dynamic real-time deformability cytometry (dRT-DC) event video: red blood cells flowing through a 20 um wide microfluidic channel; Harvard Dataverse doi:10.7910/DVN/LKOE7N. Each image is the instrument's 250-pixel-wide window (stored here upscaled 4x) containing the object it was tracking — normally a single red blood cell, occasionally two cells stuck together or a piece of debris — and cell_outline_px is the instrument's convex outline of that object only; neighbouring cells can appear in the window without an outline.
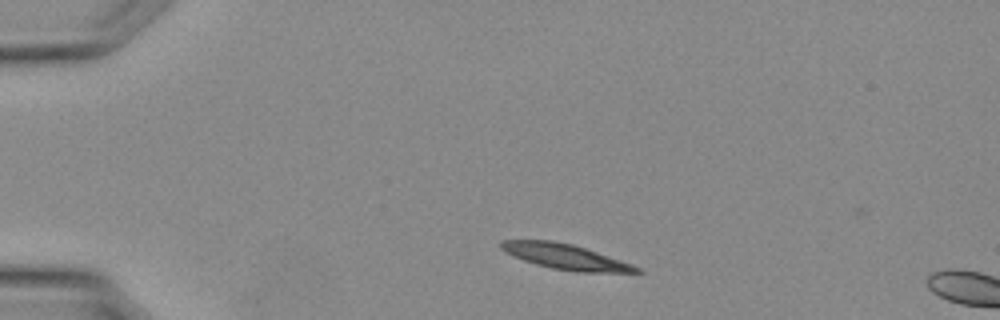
{"species": "Egyptian fruit bat (a non-hibernating species)", "species_latin": "Rousettus aegyptiacus", "temperature_condition": "warm", "stored_images_in_passage": 5, "camera_frame_rate_fps": 3000, "um_per_image_px": 0.085, "animal": {"sex": "female"}, "frame": {"image": 1, "passage_image": 3, "time_ms": 0.667, "image_size_px": [1000, 320], "cell_outline_px": [[644, 272], [576, 272], [552, 268], [536, 264], [524, 260], [500, 248], [500, 240], [552, 240], [572, 244], [632, 264], [640, 268]], "centroid_in_image_um": [48.06, 21.81], "position_along_channel_um": 36.9, "area_um2": 19.54}}